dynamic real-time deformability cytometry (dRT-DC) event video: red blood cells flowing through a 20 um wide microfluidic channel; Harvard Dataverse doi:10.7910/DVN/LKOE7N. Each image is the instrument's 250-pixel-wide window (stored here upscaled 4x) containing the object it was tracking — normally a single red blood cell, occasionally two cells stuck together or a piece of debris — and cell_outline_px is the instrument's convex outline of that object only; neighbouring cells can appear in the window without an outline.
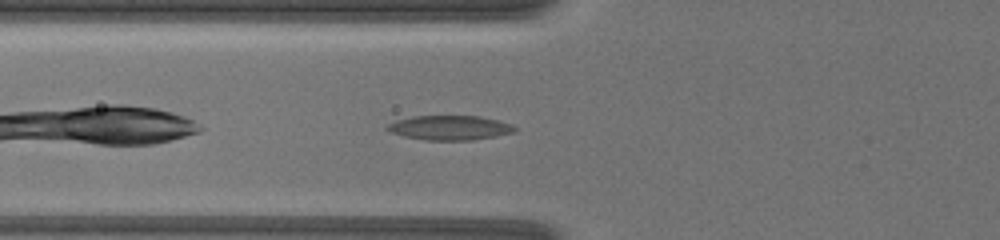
{"species": "common noctule bat (a hibernating species)", "species_latin": "Nyctalus noctula", "temperature_condition": "warm", "stored_images_in_passage": 6, "camera_frame_rate_fps": 3000, "um_per_image_px": 0.085, "animal": {"sex": "female", "body_mass_g": 19.5, "forearm_length_mm": 54.1}, "frame": {"image": 1, "passage_image": 3, "time_ms": 0.667, "image_size_px": [1000, 240], "cell_outline_px": [[516, 128], [512, 132], [496, 136], [472, 140], [428, 140], [404, 136], [392, 132], [384, 128], [388, 124], [396, 120], [412, 116], [476, 116], [496, 120], [512, 124]], "centroid_in_image_um": [38.2, 10.85], "position_along_channel_um": 87.6, "area_um2": 17.98}}